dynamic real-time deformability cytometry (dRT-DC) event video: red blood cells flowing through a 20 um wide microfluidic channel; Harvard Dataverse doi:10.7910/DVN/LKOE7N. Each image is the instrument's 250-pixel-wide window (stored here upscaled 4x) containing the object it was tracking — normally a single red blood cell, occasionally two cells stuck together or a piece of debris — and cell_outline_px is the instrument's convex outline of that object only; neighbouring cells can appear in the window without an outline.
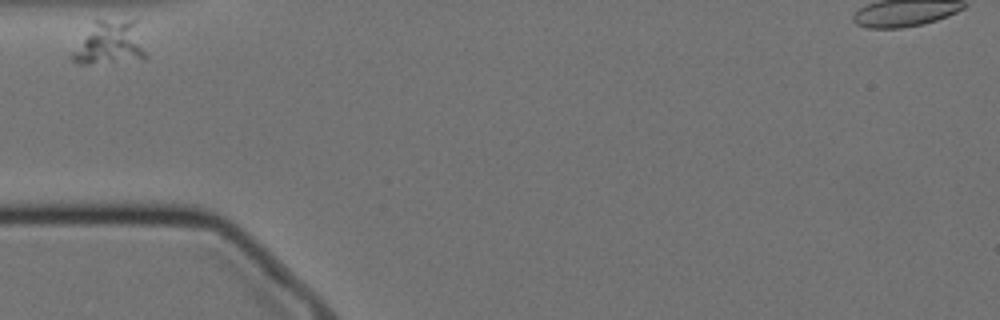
{"species": "Egyptian fruit bat (a non-hibernating species)", "species_latin": "Rousettus aegyptiacus", "temperature_condition": "cold", "stored_images_in_passage": 30, "camera_frame_rate_fps": 3000, "um_per_image_px": 0.085, "animal": {"sex": "female"}, "frame": {"image": 1, "passage_image": 1, "time_ms": 0.0, "image_size_px": [1000, 320], "cell_outline_px": [[148, 56], [144, 60], [88, 64], [76, 64], [68, 56], [96, 20], [136, 20]], "centroid_in_image_um": [9.37, 3.69], "position_along_channel_um": 75.6, "area_um2": 19.02}}
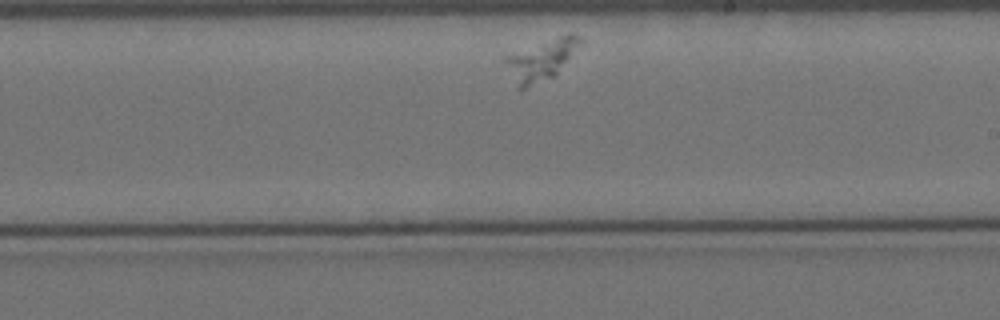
{"frame": {"image": 2, "passage_image": 18, "time_ms": 5.667, "image_size_px": [1000, 320], "cell_outline_px": [[584, 40], [556, 76], [520, 92], [516, 88], [504, 60], [504, 56], [560, 36], [580, 36]], "centroid_in_image_um": [45.98, 5.19], "position_along_channel_um": 243.0, "area_um2": 17.69}}
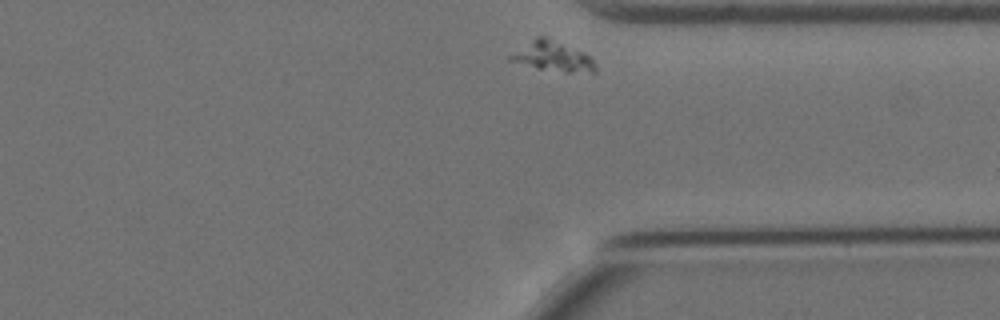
{"frame": {"image": 3, "passage_image": 30, "time_ms": 9.667, "image_size_px": [1000, 320], "cell_outline_px": [[596, 72], [564, 72], [536, 68], [508, 60], [508, 56], [536, 36], [548, 36], [588, 56], [596, 64]], "centroid_in_image_um": [46.94, 4.79], "position_along_channel_um": 364.5, "area_um2": 14.57}}